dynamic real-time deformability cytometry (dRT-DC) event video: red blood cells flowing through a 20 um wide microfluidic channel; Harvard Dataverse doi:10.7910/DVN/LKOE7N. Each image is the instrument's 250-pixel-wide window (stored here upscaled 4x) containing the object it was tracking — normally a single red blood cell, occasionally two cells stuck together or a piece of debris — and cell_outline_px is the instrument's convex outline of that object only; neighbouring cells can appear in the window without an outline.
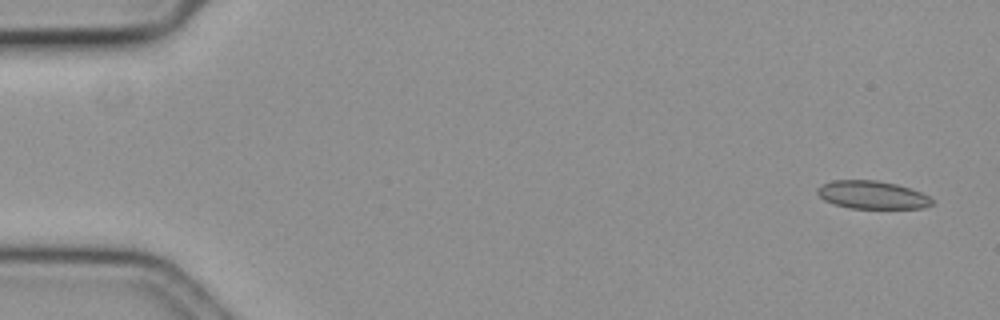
{"species": "common noctule bat (a hibernating species)", "species_latin": "Nyctalus noctula", "temperature_condition": "cold", "stored_images_in_passage": 16, "camera_frame_rate_fps": 3000, "um_per_image_px": 0.085, "animal": {"sex": "female", "body_mass_g": 19.3, "forearm_length_mm": 54.1}, "frame": {"image": 1, "passage_image": 1, "time_ms": 0.0, "image_size_px": [1000, 320], "cell_outline_px": [[936, 200], [932, 204], [924, 208], [848, 208], [824, 200], [816, 192], [816, 188], [832, 180], [876, 180], [896, 184], [912, 188]], "centroid_in_image_um": [74.16, 16.56], "position_along_channel_um": 10.8, "area_um2": 18.73}}
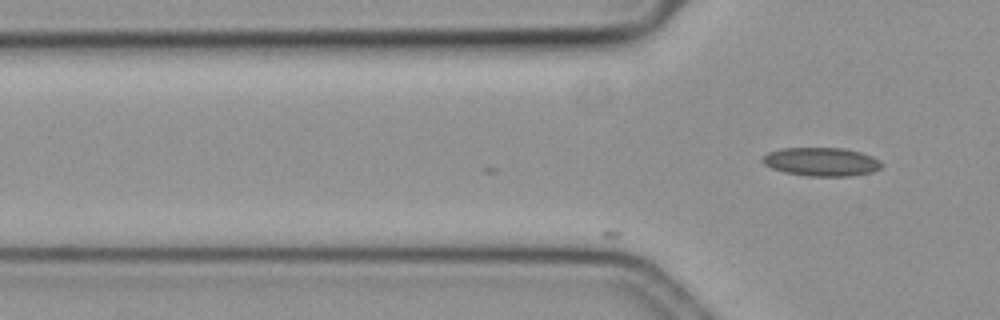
{"frame": {"image": 2, "passage_image": 16, "time_ms": 5.0, "image_size_px": [1000, 320], "cell_outline_px": [[884, 164], [880, 168], [872, 172], [852, 176], [808, 176], [784, 172], [772, 168], [764, 164], [760, 160], [768, 152], [784, 148], [844, 148], [860, 152], [872, 156], [880, 160]], "centroid_in_image_um": [69.84, 13.75], "position_along_channel_um": 56.0, "area_um2": 19.88}}